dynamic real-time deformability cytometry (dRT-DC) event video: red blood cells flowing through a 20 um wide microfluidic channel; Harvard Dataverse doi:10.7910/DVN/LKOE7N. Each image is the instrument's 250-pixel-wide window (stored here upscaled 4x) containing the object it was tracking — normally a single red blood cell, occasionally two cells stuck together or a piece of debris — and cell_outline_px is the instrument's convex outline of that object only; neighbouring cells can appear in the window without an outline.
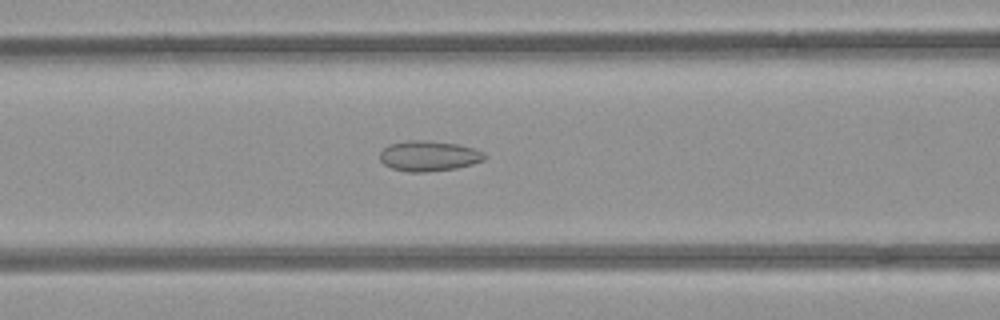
{"species": "common noctule bat (a hibernating species)", "species_latin": "Nyctalus noctula", "temperature_condition": "room temperature", "stored_images_in_passage": 43, "camera_frame_rate_fps": 3000, "um_per_image_px": 0.085, "animal": {"sex": "female", "body_mass_g": 21.9}, "frame": {"image": 1, "passage_image": 22, "time_ms": 7.0, "image_size_px": [1000, 320], "cell_outline_px": [[488, 156], [484, 160], [472, 164], [456, 168], [424, 172], [408, 172], [392, 168], [384, 164], [380, 160], [380, 152], [388, 144], [408, 140], [424, 140], [456, 144], [472, 148], [484, 152]], "centroid_in_image_um": [36.44, 13.25], "position_along_channel_um": 130.2, "area_um2": 18.5}}
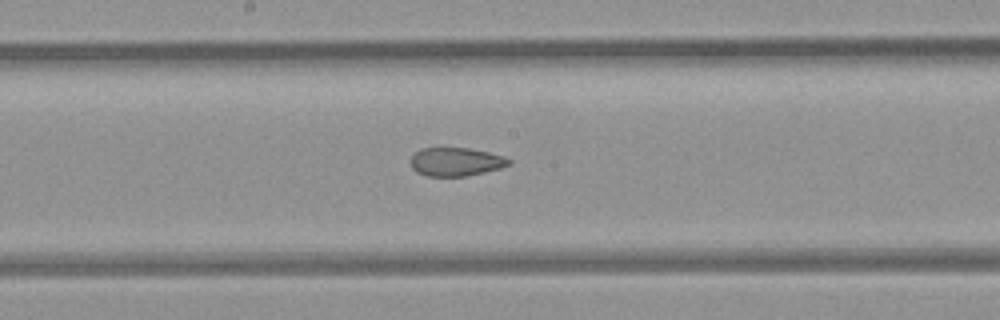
{"frame": {"image": 2, "passage_image": 28, "time_ms": 9.0, "image_size_px": [1000, 320], "cell_outline_px": [[512, 164], [500, 168], [484, 172], [464, 176], [428, 176], [416, 172], [412, 168], [412, 156], [420, 148], [468, 148], [488, 152], [504, 156], [512, 160]], "centroid_in_image_um": [38.78, 13.75], "position_along_channel_um": 209.4, "area_um2": 16.24}}
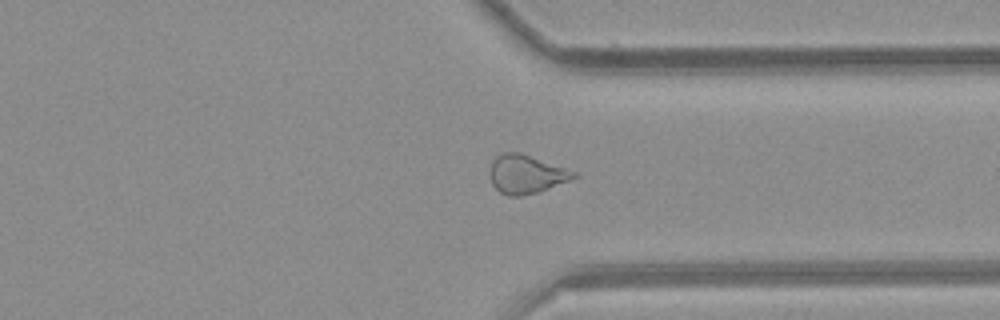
{"frame": {"image": 3, "passage_image": 40, "time_ms": 13.0, "image_size_px": [1000, 320], "cell_outline_px": [[576, 176], [572, 180], [536, 192], [520, 196], [508, 196], [500, 192], [492, 184], [488, 172], [488, 168], [492, 160], [496, 156], [504, 152], [520, 152], [576, 172]], "centroid_in_image_um": [44.66, 14.8], "position_along_channel_um": 366.7, "area_um2": 18.84}}